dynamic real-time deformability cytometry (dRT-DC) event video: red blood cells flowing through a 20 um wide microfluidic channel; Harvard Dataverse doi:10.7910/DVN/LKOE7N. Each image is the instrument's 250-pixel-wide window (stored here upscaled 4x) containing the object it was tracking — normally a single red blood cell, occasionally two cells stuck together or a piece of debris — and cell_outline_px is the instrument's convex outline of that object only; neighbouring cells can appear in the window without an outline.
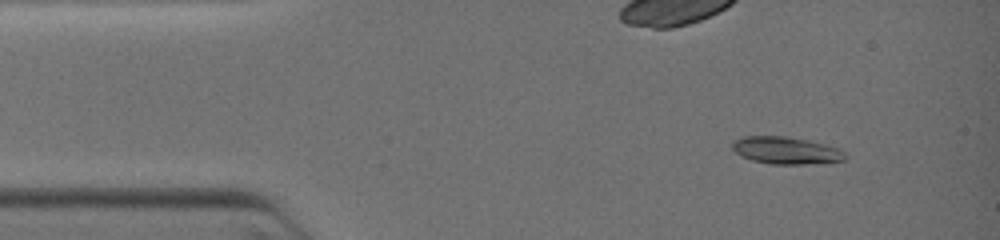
{"species": "common noctule bat (a hibernating species)", "species_latin": "Nyctalus noctula", "temperature_condition": "warm", "stored_images_in_passage": 6, "camera_frame_rate_fps": 3000, "um_per_image_px": 0.085, "animal": {"sex": "female", "body_mass_g": 19.0, "forearm_length_mm": 51.5}, "frame": {"image": 1, "passage_image": 1, "time_ms": 0.0, "image_size_px": [1000, 240], "cell_outline_px": [[848, 156], [844, 160], [804, 164], [772, 164], [752, 160], [740, 156], [732, 148], [732, 140], [740, 136], [788, 136], [812, 140], [836, 148], [844, 152]], "centroid_in_image_um": [66.77, 12.77], "position_along_channel_um": 18.2, "area_um2": 18.03}}